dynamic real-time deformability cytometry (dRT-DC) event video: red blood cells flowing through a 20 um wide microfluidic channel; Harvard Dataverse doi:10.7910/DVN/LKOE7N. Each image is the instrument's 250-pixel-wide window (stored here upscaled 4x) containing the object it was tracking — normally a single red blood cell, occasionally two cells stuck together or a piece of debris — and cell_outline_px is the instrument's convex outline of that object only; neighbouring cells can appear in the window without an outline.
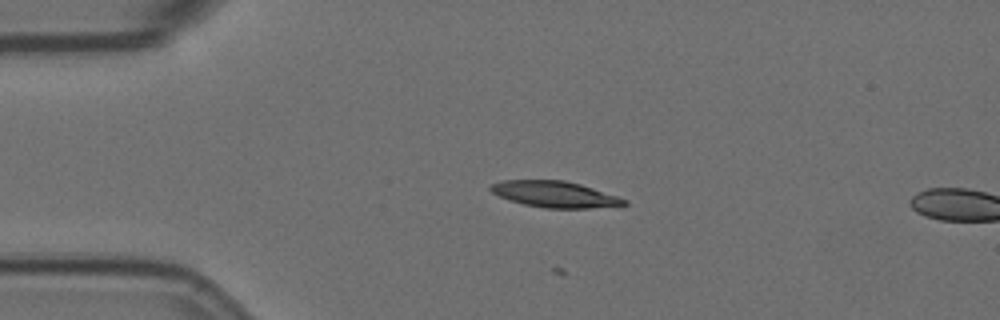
{"species": "Egyptian fruit bat (a non-hibernating species)", "species_latin": "Rousettus aegyptiacus", "temperature_condition": "room temperature", "stored_images_in_passage": 4, "camera_frame_rate_fps": 3000, "um_per_image_px": 0.085, "animal": {"sex": "female"}, "frame": {"image": 1, "passage_image": 1, "time_ms": 0.0, "image_size_px": [1000, 320], "cell_outline_px": [[628, 204], [588, 208], [544, 208], [524, 204], [508, 200], [492, 192], [488, 188], [492, 184], [504, 180], [564, 180], [580, 184], [628, 200]], "centroid_in_image_um": [47.12, 16.51], "position_along_channel_um": 37.9, "area_um2": 20.11}}